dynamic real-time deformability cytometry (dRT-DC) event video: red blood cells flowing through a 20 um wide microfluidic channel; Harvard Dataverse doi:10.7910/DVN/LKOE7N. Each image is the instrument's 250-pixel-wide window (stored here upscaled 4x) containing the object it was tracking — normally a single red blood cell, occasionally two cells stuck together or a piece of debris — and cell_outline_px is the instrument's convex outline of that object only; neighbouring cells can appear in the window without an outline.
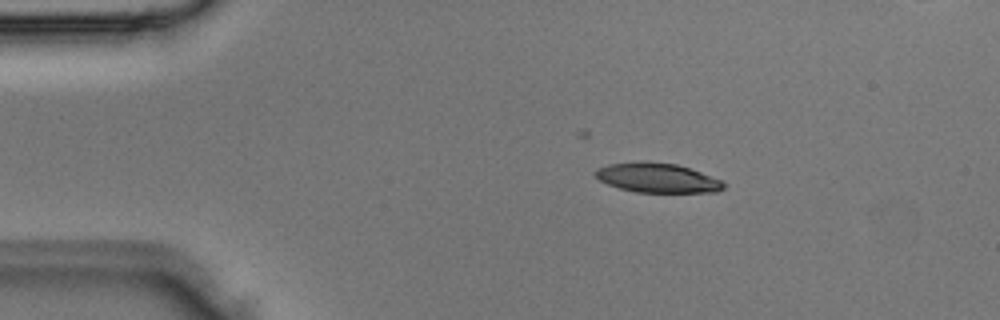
{"species": "Egyptian fruit bat (a non-hibernating species)", "species_latin": "Rousettus aegyptiacus", "temperature_condition": "room temperature", "stored_images_in_passage": 3, "camera_frame_rate_fps": 3000, "um_per_image_px": 0.085, "animal": {"sex": "male"}, "frame": {"image": 1, "passage_image": 1, "time_ms": 0.0, "image_size_px": [1000, 320], "cell_outline_px": [[724, 188], [716, 192], [636, 192], [620, 188], [608, 184], [600, 180], [592, 172], [596, 168], [608, 164], [644, 160], [676, 164], [724, 180]], "centroid_in_image_um": [55.85, 15.1], "position_along_channel_um": 29.1, "area_um2": 22.2}}